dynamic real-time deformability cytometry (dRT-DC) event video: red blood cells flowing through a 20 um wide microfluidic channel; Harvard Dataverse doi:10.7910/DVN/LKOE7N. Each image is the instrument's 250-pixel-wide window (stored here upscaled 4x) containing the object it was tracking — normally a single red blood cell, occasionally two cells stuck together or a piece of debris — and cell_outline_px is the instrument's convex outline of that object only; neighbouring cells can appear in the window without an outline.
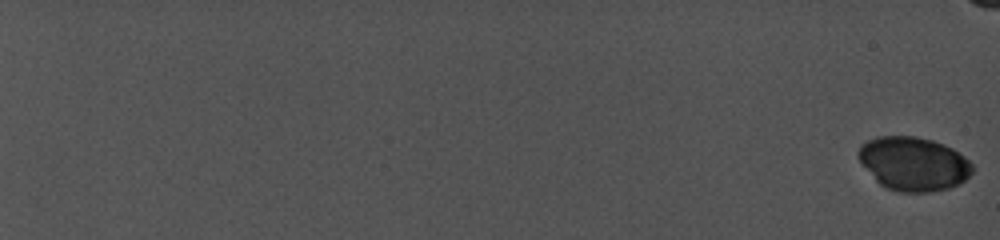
{"species": "common noctule bat (a hibernating species)", "species_latin": "Nyctalus noctula", "temperature_condition": "cold", "stored_images_in_passage": 29, "camera_frame_rate_fps": 5000, "um_per_image_px": 0.085, "animal": {"sex": "female", "body_mass_g": 19.0, "forearm_length_mm": 56.7}, "frame": {"image": 1, "passage_image": 1, "time_ms": 0.0, "image_size_px": [1000, 240], "cell_outline_px": [[972, 172], [960, 184], [948, 188], [928, 192], [896, 192], [880, 184], [876, 180], [860, 160], [856, 152], [860, 144], [876, 136], [916, 136], [932, 140], [944, 144], [952, 148], [964, 156], [972, 164]], "centroid_in_image_um": [77.64, 13.91], "position_along_channel_um": 7.4, "area_um2": 35.66}}